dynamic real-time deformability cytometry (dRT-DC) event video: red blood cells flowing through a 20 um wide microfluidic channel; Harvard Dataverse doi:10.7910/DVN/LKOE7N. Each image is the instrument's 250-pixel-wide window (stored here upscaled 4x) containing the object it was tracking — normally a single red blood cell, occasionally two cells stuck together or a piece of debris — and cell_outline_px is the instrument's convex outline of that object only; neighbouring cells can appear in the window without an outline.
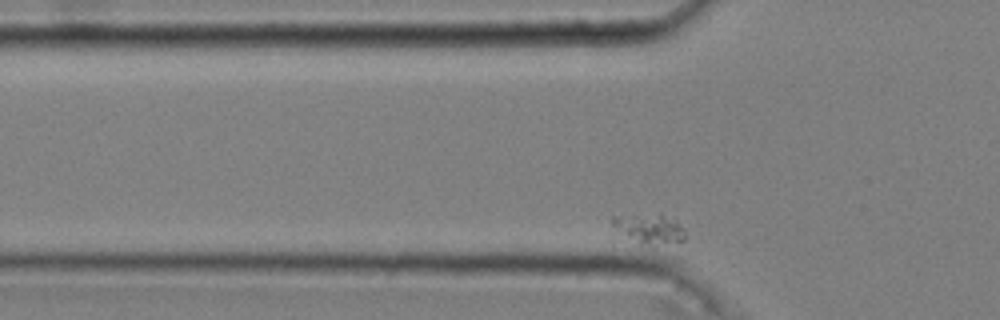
{"species": "common noctule bat (a hibernating species)", "species_latin": "Nyctalus noctula", "temperature_condition": "cold", "stored_images_in_passage": 39, "camera_frame_rate_fps": 3000, "um_per_image_px": 0.085, "animal": {"sex": "male", "body_mass_g": 20.4}, "frame": {"image": 1, "passage_image": 4, "time_ms": 1.0, "image_size_px": [1000, 320], "cell_outline_px": [[684, 240], [648, 244], [628, 236], [612, 224], [612, 216], [660, 212], [684, 228]], "centroid_in_image_um": [55.2, 19.35], "position_along_channel_um": 70.6, "area_um2": 11.85}}
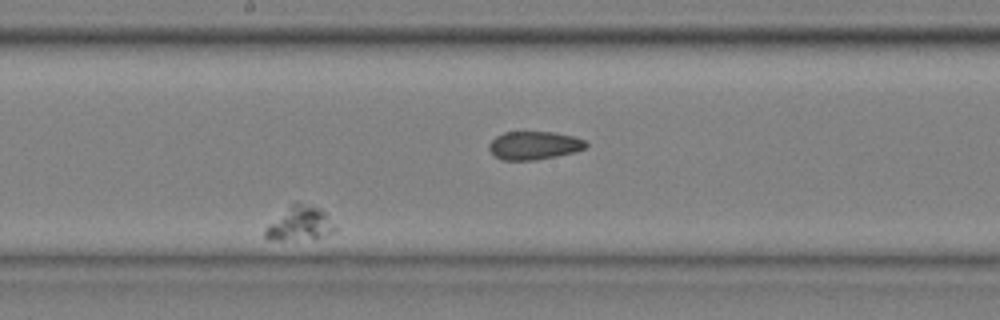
{"frame": {"image": 2, "passage_image": 21, "time_ms": 6.667, "image_size_px": [1000, 320], "cell_outline_px": [[336, 228], [332, 232], [316, 240], [276, 240], [264, 236], [264, 228], [288, 204], [296, 200], [320, 208], [328, 216]], "centroid_in_image_um": [25.46, 18.99], "position_along_channel_um": 222.7, "area_um2": 14.33}}
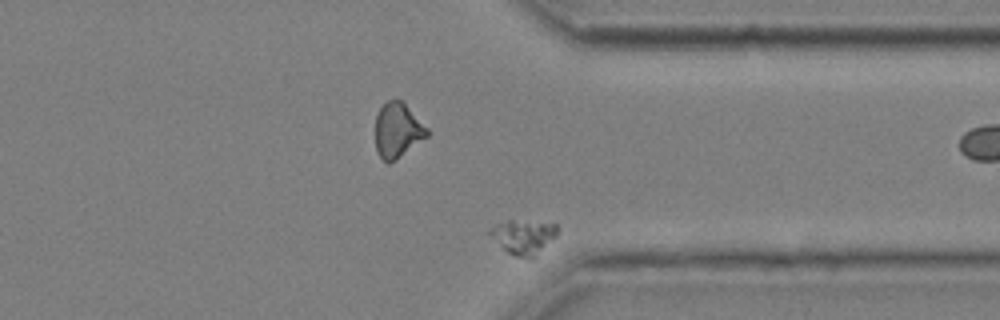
{"frame": {"image": 3, "passage_image": 36, "time_ms": 11.667, "image_size_px": [1000, 320], "cell_outline_px": [[556, 236], [536, 256], [528, 260], [516, 256], [508, 252], [488, 232], [492, 228], [508, 220], [512, 220], [556, 224]], "centroid_in_image_um": [44.53, 20.16], "position_along_channel_um": 366.9, "area_um2": 13.01}}